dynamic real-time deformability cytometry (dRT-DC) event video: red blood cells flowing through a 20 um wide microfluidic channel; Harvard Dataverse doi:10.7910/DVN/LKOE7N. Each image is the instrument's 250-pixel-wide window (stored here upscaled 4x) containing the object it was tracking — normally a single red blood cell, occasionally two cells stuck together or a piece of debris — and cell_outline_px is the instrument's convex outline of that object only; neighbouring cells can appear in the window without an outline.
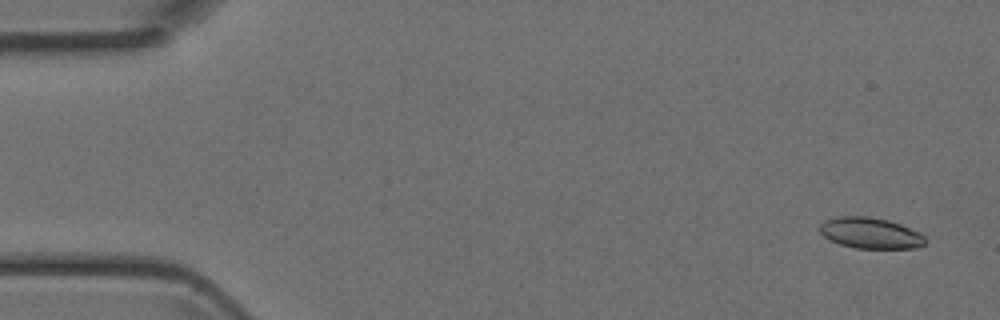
{"species": "Egyptian fruit bat (a non-hibernating species)", "species_latin": "Rousettus aegyptiacus", "temperature_condition": "room temperature", "stored_images_in_passage": 5, "camera_frame_rate_fps": 3000, "um_per_image_px": 0.085, "animal": {"sex": "female"}, "frame": {"image": 1, "passage_image": 1, "time_ms": 0.0, "image_size_px": [1000, 320], "cell_outline_px": [[928, 240], [924, 244], [916, 248], [856, 248], [840, 244], [824, 236], [820, 232], [820, 224], [824, 220], [836, 216], [868, 216], [888, 220], [900, 224], [920, 232]], "centroid_in_image_um": [74.0, 19.8], "position_along_channel_um": 11.0, "area_um2": 19.07}}
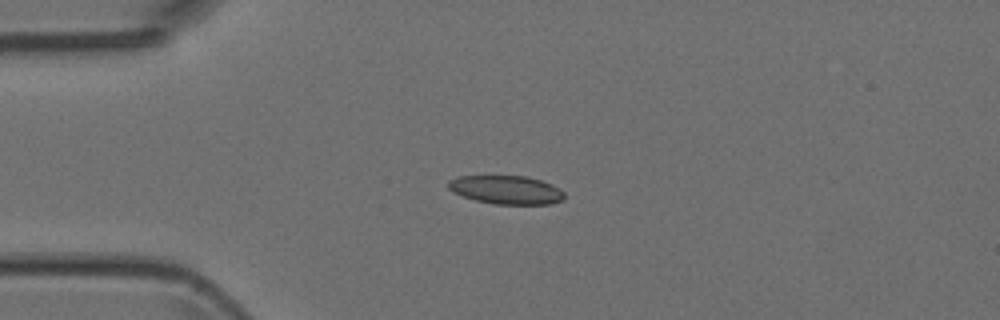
{"frame": {"image": 2, "passage_image": 4, "time_ms": 3.333, "image_size_px": [1000, 320], "cell_outline_px": [[564, 200], [552, 204], [492, 204], [476, 200], [452, 192], [448, 188], [448, 180], [460, 176], [524, 176], [540, 180], [552, 184], [560, 188], [564, 192]], "centroid_in_image_um": [43.05, 16.14], "position_along_channel_um": 41.9, "area_um2": 19.36}}
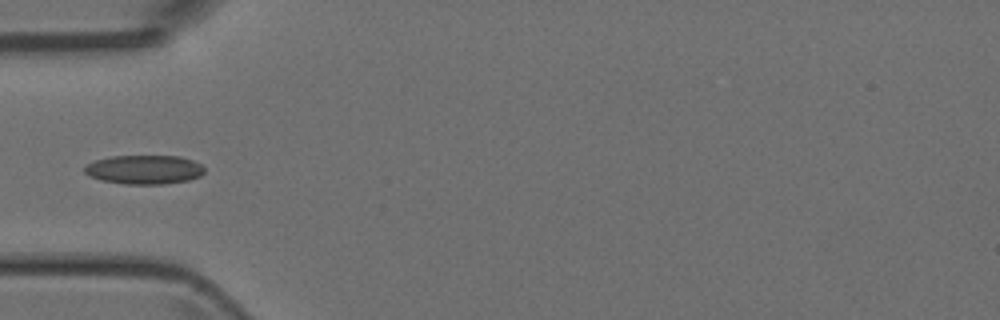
{"frame": {"image": 3, "passage_image": 5, "time_ms": 4.667, "image_size_px": [1000, 320], "cell_outline_px": [[204, 172], [200, 176], [188, 180], [164, 184], [124, 184], [100, 180], [84, 172], [84, 168], [88, 164], [96, 160], [112, 156], [180, 156], [192, 160], [200, 164], [204, 168]], "centroid_in_image_um": [12.28, 14.42], "position_along_channel_um": 72.7, "area_um2": 20.17}}